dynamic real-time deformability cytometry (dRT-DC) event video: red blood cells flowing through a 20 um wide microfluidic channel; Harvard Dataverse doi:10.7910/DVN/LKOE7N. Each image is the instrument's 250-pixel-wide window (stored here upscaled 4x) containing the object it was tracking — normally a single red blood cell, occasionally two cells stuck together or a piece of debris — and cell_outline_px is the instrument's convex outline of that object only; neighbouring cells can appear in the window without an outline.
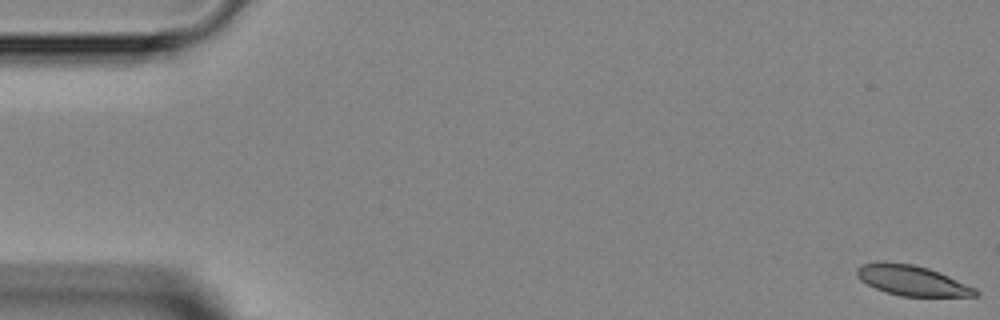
{"species": "Egyptian fruit bat (a non-hibernating species)", "species_latin": "Rousettus aegyptiacus", "temperature_condition": "room temperature", "stored_images_in_passage": 9, "camera_frame_rate_fps": 3000, "um_per_image_px": 0.085, "animal": {"sex": "female"}, "frame": {"image": 1, "passage_image": 1, "time_ms": 0.0, "image_size_px": [1000, 320], "cell_outline_px": [[980, 296], [900, 296], [884, 292], [860, 280], [856, 276], [856, 268], [860, 264], [884, 260], [912, 264], [928, 268], [940, 272], [976, 288], [980, 292]], "centroid_in_image_um": [77.5, 23.82], "position_along_channel_um": 7.5, "area_um2": 21.21}}
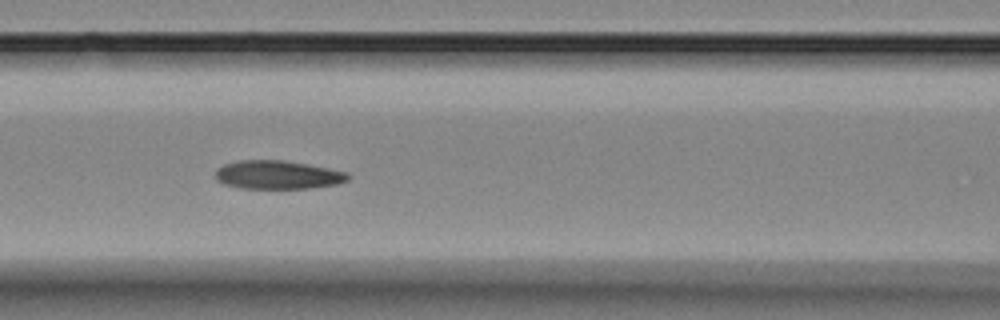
{"frame": {"image": 2, "passage_image": 6, "time_ms": 6.667, "image_size_px": [1000, 320], "cell_outline_px": [[352, 176], [348, 180], [336, 184], [308, 188], [240, 188], [224, 184], [216, 180], [216, 168], [224, 164], [240, 160], [280, 160], [304, 164], [348, 172]], "centroid_in_image_um": [23.58, 14.86], "position_along_channel_um": 143.0, "area_um2": 21.85}}
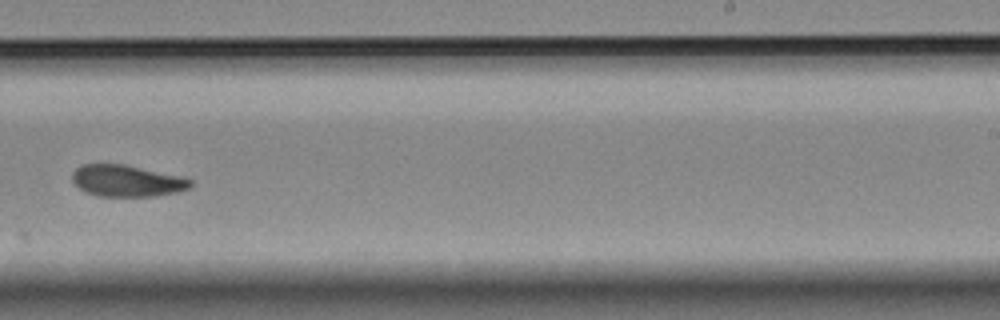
{"frame": {"image": 3, "passage_image": 9, "time_ms": 10.0, "image_size_px": [1000, 320], "cell_outline_px": [[192, 184], [188, 188], [176, 192], [152, 196], [96, 196], [84, 192], [72, 180], [72, 172], [80, 164], [124, 164], [180, 176], [192, 180]], "centroid_in_image_um": [10.73, 15.36], "position_along_channel_um": 278.3, "area_um2": 21.68}}